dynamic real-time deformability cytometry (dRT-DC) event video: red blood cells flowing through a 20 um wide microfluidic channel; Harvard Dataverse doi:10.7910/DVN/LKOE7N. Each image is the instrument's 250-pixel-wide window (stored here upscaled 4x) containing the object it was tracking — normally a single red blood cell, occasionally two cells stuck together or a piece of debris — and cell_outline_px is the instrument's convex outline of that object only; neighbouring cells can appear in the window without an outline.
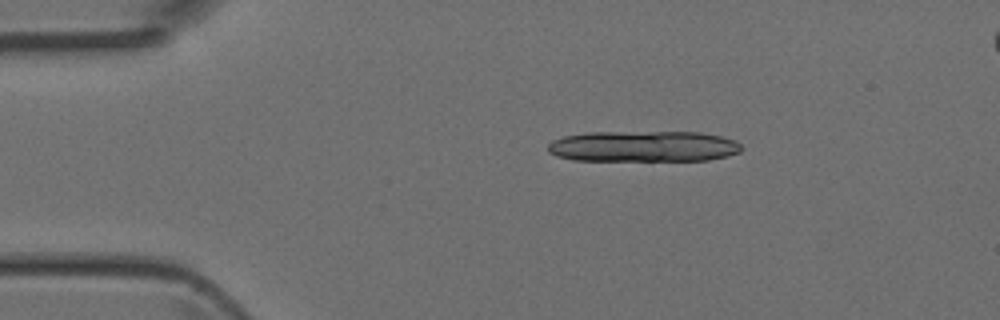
{"species": "Egyptian fruit bat (a non-hibernating species)", "species_latin": "Rousettus aegyptiacus", "temperature_condition": "room temperature", "stored_images_in_passage": 3, "camera_frame_rate_fps": 3000, "um_per_image_px": 0.085, "animal": {"sex": "female"}, "frame": {"image": 1, "passage_image": 1, "time_ms": 0.0, "image_size_px": [1000, 320], "cell_outline_px": [[744, 148], [740, 152], [708, 160], [572, 160], [556, 156], [548, 152], [548, 144], [552, 140], [564, 136], [592, 132], [700, 132], [720, 136], [736, 140]], "centroid_in_image_um": [54.69, 12.43], "position_along_channel_um": 30.3, "area_um2": 34.97}}